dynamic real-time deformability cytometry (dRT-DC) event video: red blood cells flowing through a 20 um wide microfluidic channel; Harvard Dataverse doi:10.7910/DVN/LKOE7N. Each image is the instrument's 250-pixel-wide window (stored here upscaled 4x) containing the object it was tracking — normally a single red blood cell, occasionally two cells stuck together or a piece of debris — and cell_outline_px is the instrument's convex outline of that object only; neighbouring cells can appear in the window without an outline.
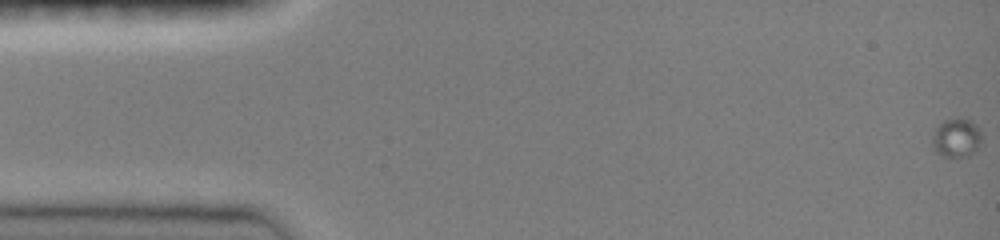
{"species": "common noctule bat (a hibernating species)", "species_latin": "Nyctalus noctula", "temperature_condition": "room temperature", "stored_images_in_passage": 13, "camera_frame_rate_fps": 3000, "um_per_image_px": 0.085, "animal": {"sex": "female", "body_mass_g": 19.0, "forearm_length_mm": 51.5}, "frame": {"image": 1, "passage_image": 1, "time_ms": 0.0, "image_size_px": [1000, 240], "cell_outline_px": [[980, 144], [968, 156], [940, 156], [932, 148], [932, 132], [944, 120], [972, 120], [980, 128]], "centroid_in_image_um": [81.26, 11.73], "position_along_channel_um": 3.7, "area_um2": 10.98}}